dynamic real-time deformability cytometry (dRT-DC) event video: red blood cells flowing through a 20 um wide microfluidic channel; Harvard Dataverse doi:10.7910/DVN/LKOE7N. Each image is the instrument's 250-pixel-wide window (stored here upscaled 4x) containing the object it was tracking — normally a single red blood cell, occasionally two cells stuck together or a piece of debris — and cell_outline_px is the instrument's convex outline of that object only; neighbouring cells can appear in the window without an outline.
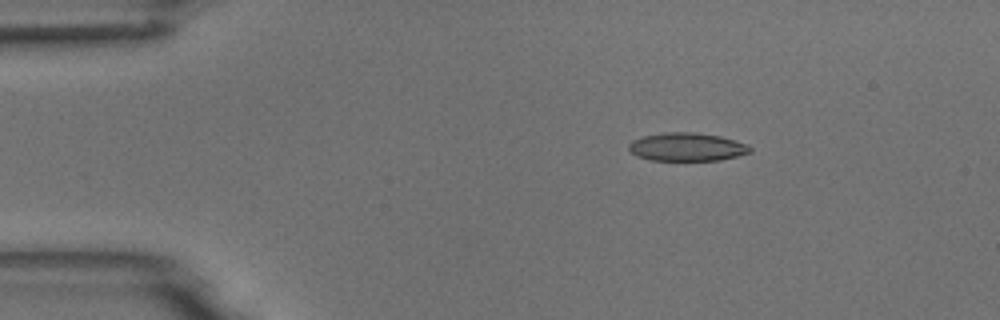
{"species": "common noctule bat (a hibernating species)", "species_latin": "Nyctalus noctula", "temperature_condition": "room temperature", "stored_images_in_passage": 4, "camera_frame_rate_fps": 3000, "um_per_image_px": 0.085, "animal": {"sex": "male", "body_mass_g": 18.8}, "frame": {"image": 1, "passage_image": 2, "time_ms": 0.333, "image_size_px": [1000, 320], "cell_outline_px": [[752, 152], [720, 160], [652, 160], [636, 156], [628, 148], [628, 144], [632, 140], [644, 136], [664, 132], [692, 132], [720, 136], [748, 144], [752, 148]], "centroid_in_image_um": [58.39, 12.49], "position_along_channel_um": 26.6, "area_um2": 19.94}}